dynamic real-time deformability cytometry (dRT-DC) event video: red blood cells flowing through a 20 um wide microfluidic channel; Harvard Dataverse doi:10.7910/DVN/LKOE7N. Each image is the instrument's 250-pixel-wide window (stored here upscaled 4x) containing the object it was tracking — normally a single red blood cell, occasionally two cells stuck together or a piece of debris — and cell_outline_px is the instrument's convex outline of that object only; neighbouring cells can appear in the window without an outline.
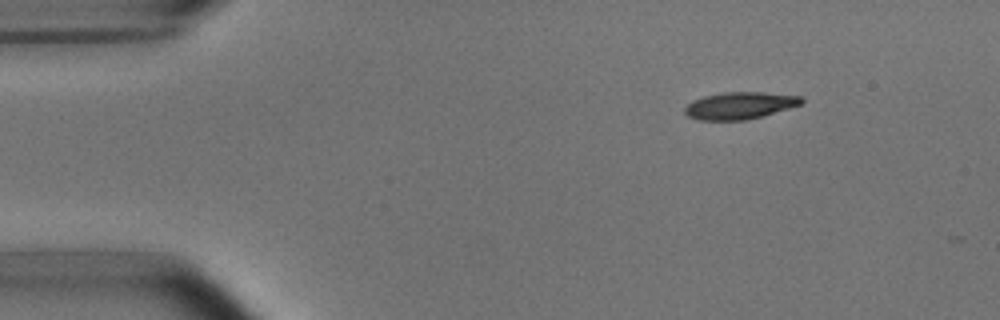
{"species": "common noctule bat (a hibernating species)", "species_latin": "Nyctalus noctula", "temperature_condition": "room temperature", "stored_images_in_passage": 4, "camera_frame_rate_fps": 3000, "um_per_image_px": 0.085, "animal": {"sex": "male", "body_mass_g": 15.6}, "frame": {"image": 1, "passage_image": 1, "time_ms": 0.0, "image_size_px": [1000, 320], "cell_outline_px": [[804, 104], [764, 116], [748, 120], [700, 120], [688, 116], [684, 112], [684, 108], [692, 100], [704, 96], [724, 92], [764, 92], [800, 96], [804, 100]], "centroid_in_image_um": [62.91, 8.97], "position_along_channel_um": 22.1, "area_um2": 18.61}}